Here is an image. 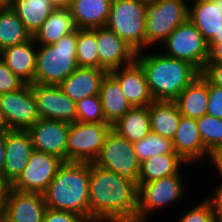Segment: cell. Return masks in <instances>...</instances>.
<instances>
[{
    "label": "cell",
    "mask_w": 222,
    "mask_h": 222,
    "mask_svg": "<svg viewBox=\"0 0 222 222\" xmlns=\"http://www.w3.org/2000/svg\"><path fill=\"white\" fill-rule=\"evenodd\" d=\"M90 222H136L138 186L90 163Z\"/></svg>",
    "instance_id": "cell-1"
},
{
    "label": "cell",
    "mask_w": 222,
    "mask_h": 222,
    "mask_svg": "<svg viewBox=\"0 0 222 222\" xmlns=\"http://www.w3.org/2000/svg\"><path fill=\"white\" fill-rule=\"evenodd\" d=\"M136 61L142 66L154 100L174 101L200 74L190 63L163 53L138 52Z\"/></svg>",
    "instance_id": "cell-2"
},
{
    "label": "cell",
    "mask_w": 222,
    "mask_h": 222,
    "mask_svg": "<svg viewBox=\"0 0 222 222\" xmlns=\"http://www.w3.org/2000/svg\"><path fill=\"white\" fill-rule=\"evenodd\" d=\"M90 163L64 162L43 193L47 208L69 211L89 220Z\"/></svg>",
    "instance_id": "cell-3"
},
{
    "label": "cell",
    "mask_w": 222,
    "mask_h": 222,
    "mask_svg": "<svg viewBox=\"0 0 222 222\" xmlns=\"http://www.w3.org/2000/svg\"><path fill=\"white\" fill-rule=\"evenodd\" d=\"M77 30L63 36L55 44L38 45L35 84L59 85L77 68Z\"/></svg>",
    "instance_id": "cell-4"
},
{
    "label": "cell",
    "mask_w": 222,
    "mask_h": 222,
    "mask_svg": "<svg viewBox=\"0 0 222 222\" xmlns=\"http://www.w3.org/2000/svg\"><path fill=\"white\" fill-rule=\"evenodd\" d=\"M147 2V0H112L105 25L137 53L144 51L145 48Z\"/></svg>",
    "instance_id": "cell-5"
},
{
    "label": "cell",
    "mask_w": 222,
    "mask_h": 222,
    "mask_svg": "<svg viewBox=\"0 0 222 222\" xmlns=\"http://www.w3.org/2000/svg\"><path fill=\"white\" fill-rule=\"evenodd\" d=\"M145 19V48L160 44L189 19L185 0H152L147 2Z\"/></svg>",
    "instance_id": "cell-6"
},
{
    "label": "cell",
    "mask_w": 222,
    "mask_h": 222,
    "mask_svg": "<svg viewBox=\"0 0 222 222\" xmlns=\"http://www.w3.org/2000/svg\"><path fill=\"white\" fill-rule=\"evenodd\" d=\"M93 163L139 186L140 161L134 151L133 143L113 129L107 134L101 152Z\"/></svg>",
    "instance_id": "cell-7"
},
{
    "label": "cell",
    "mask_w": 222,
    "mask_h": 222,
    "mask_svg": "<svg viewBox=\"0 0 222 222\" xmlns=\"http://www.w3.org/2000/svg\"><path fill=\"white\" fill-rule=\"evenodd\" d=\"M161 44L163 54L186 61L199 72L207 62L208 44L190 19L180 24Z\"/></svg>",
    "instance_id": "cell-8"
},
{
    "label": "cell",
    "mask_w": 222,
    "mask_h": 222,
    "mask_svg": "<svg viewBox=\"0 0 222 222\" xmlns=\"http://www.w3.org/2000/svg\"><path fill=\"white\" fill-rule=\"evenodd\" d=\"M111 129L110 124L71 123L67 136V161L93 163Z\"/></svg>",
    "instance_id": "cell-9"
},
{
    "label": "cell",
    "mask_w": 222,
    "mask_h": 222,
    "mask_svg": "<svg viewBox=\"0 0 222 222\" xmlns=\"http://www.w3.org/2000/svg\"><path fill=\"white\" fill-rule=\"evenodd\" d=\"M181 172L148 183H139L136 222H146L153 211L177 202L183 196Z\"/></svg>",
    "instance_id": "cell-10"
},
{
    "label": "cell",
    "mask_w": 222,
    "mask_h": 222,
    "mask_svg": "<svg viewBox=\"0 0 222 222\" xmlns=\"http://www.w3.org/2000/svg\"><path fill=\"white\" fill-rule=\"evenodd\" d=\"M64 163L57 156L33 150L27 166L10 185L11 189L23 192L44 193Z\"/></svg>",
    "instance_id": "cell-11"
},
{
    "label": "cell",
    "mask_w": 222,
    "mask_h": 222,
    "mask_svg": "<svg viewBox=\"0 0 222 222\" xmlns=\"http://www.w3.org/2000/svg\"><path fill=\"white\" fill-rule=\"evenodd\" d=\"M0 110L10 129L28 130L39 117L32 84L0 95Z\"/></svg>",
    "instance_id": "cell-12"
},
{
    "label": "cell",
    "mask_w": 222,
    "mask_h": 222,
    "mask_svg": "<svg viewBox=\"0 0 222 222\" xmlns=\"http://www.w3.org/2000/svg\"><path fill=\"white\" fill-rule=\"evenodd\" d=\"M47 205L42 193L9 187L2 202V222H42Z\"/></svg>",
    "instance_id": "cell-13"
},
{
    "label": "cell",
    "mask_w": 222,
    "mask_h": 222,
    "mask_svg": "<svg viewBox=\"0 0 222 222\" xmlns=\"http://www.w3.org/2000/svg\"><path fill=\"white\" fill-rule=\"evenodd\" d=\"M37 112L41 119L67 123L77 121V103L62 92L58 85L32 84Z\"/></svg>",
    "instance_id": "cell-14"
},
{
    "label": "cell",
    "mask_w": 222,
    "mask_h": 222,
    "mask_svg": "<svg viewBox=\"0 0 222 222\" xmlns=\"http://www.w3.org/2000/svg\"><path fill=\"white\" fill-rule=\"evenodd\" d=\"M70 123L41 119L29 129L35 150L59 157L67 162V136Z\"/></svg>",
    "instance_id": "cell-15"
},
{
    "label": "cell",
    "mask_w": 222,
    "mask_h": 222,
    "mask_svg": "<svg viewBox=\"0 0 222 222\" xmlns=\"http://www.w3.org/2000/svg\"><path fill=\"white\" fill-rule=\"evenodd\" d=\"M99 68L107 72L129 65L136 60L137 52L106 27L96 28Z\"/></svg>",
    "instance_id": "cell-16"
},
{
    "label": "cell",
    "mask_w": 222,
    "mask_h": 222,
    "mask_svg": "<svg viewBox=\"0 0 222 222\" xmlns=\"http://www.w3.org/2000/svg\"><path fill=\"white\" fill-rule=\"evenodd\" d=\"M6 158L3 178L11 185L27 166L33 148L28 130L11 129L5 133Z\"/></svg>",
    "instance_id": "cell-17"
},
{
    "label": "cell",
    "mask_w": 222,
    "mask_h": 222,
    "mask_svg": "<svg viewBox=\"0 0 222 222\" xmlns=\"http://www.w3.org/2000/svg\"><path fill=\"white\" fill-rule=\"evenodd\" d=\"M108 73L119 83L123 94L133 107H146L154 101L145 72L136 60Z\"/></svg>",
    "instance_id": "cell-18"
},
{
    "label": "cell",
    "mask_w": 222,
    "mask_h": 222,
    "mask_svg": "<svg viewBox=\"0 0 222 222\" xmlns=\"http://www.w3.org/2000/svg\"><path fill=\"white\" fill-rule=\"evenodd\" d=\"M172 141L176 153L187 163H194L205 157L211 159L212 154L203 145L196 119L181 116Z\"/></svg>",
    "instance_id": "cell-19"
},
{
    "label": "cell",
    "mask_w": 222,
    "mask_h": 222,
    "mask_svg": "<svg viewBox=\"0 0 222 222\" xmlns=\"http://www.w3.org/2000/svg\"><path fill=\"white\" fill-rule=\"evenodd\" d=\"M108 72L93 67H78L58 86L72 101L99 95L102 79Z\"/></svg>",
    "instance_id": "cell-20"
},
{
    "label": "cell",
    "mask_w": 222,
    "mask_h": 222,
    "mask_svg": "<svg viewBox=\"0 0 222 222\" xmlns=\"http://www.w3.org/2000/svg\"><path fill=\"white\" fill-rule=\"evenodd\" d=\"M32 38L25 43L5 48L0 58L25 84H34L37 49Z\"/></svg>",
    "instance_id": "cell-21"
},
{
    "label": "cell",
    "mask_w": 222,
    "mask_h": 222,
    "mask_svg": "<svg viewBox=\"0 0 222 222\" xmlns=\"http://www.w3.org/2000/svg\"><path fill=\"white\" fill-rule=\"evenodd\" d=\"M189 19L208 43L222 28L220 0H195L189 5Z\"/></svg>",
    "instance_id": "cell-22"
},
{
    "label": "cell",
    "mask_w": 222,
    "mask_h": 222,
    "mask_svg": "<svg viewBox=\"0 0 222 222\" xmlns=\"http://www.w3.org/2000/svg\"><path fill=\"white\" fill-rule=\"evenodd\" d=\"M112 0H72L70 11L78 29L105 27Z\"/></svg>",
    "instance_id": "cell-23"
},
{
    "label": "cell",
    "mask_w": 222,
    "mask_h": 222,
    "mask_svg": "<svg viewBox=\"0 0 222 222\" xmlns=\"http://www.w3.org/2000/svg\"><path fill=\"white\" fill-rule=\"evenodd\" d=\"M174 101L182 116L199 119L207 114L208 82L199 74Z\"/></svg>",
    "instance_id": "cell-24"
},
{
    "label": "cell",
    "mask_w": 222,
    "mask_h": 222,
    "mask_svg": "<svg viewBox=\"0 0 222 222\" xmlns=\"http://www.w3.org/2000/svg\"><path fill=\"white\" fill-rule=\"evenodd\" d=\"M77 29L70 9L55 8L34 34L33 39L36 44L52 45Z\"/></svg>",
    "instance_id": "cell-25"
},
{
    "label": "cell",
    "mask_w": 222,
    "mask_h": 222,
    "mask_svg": "<svg viewBox=\"0 0 222 222\" xmlns=\"http://www.w3.org/2000/svg\"><path fill=\"white\" fill-rule=\"evenodd\" d=\"M99 95L107 124H115L133 107L123 94L119 83L109 73L102 79Z\"/></svg>",
    "instance_id": "cell-26"
},
{
    "label": "cell",
    "mask_w": 222,
    "mask_h": 222,
    "mask_svg": "<svg viewBox=\"0 0 222 222\" xmlns=\"http://www.w3.org/2000/svg\"><path fill=\"white\" fill-rule=\"evenodd\" d=\"M149 113L152 132L172 140L182 116L176 102L154 100L149 105Z\"/></svg>",
    "instance_id": "cell-27"
},
{
    "label": "cell",
    "mask_w": 222,
    "mask_h": 222,
    "mask_svg": "<svg viewBox=\"0 0 222 222\" xmlns=\"http://www.w3.org/2000/svg\"><path fill=\"white\" fill-rule=\"evenodd\" d=\"M8 4L32 36L56 8L52 0H11Z\"/></svg>",
    "instance_id": "cell-28"
},
{
    "label": "cell",
    "mask_w": 222,
    "mask_h": 222,
    "mask_svg": "<svg viewBox=\"0 0 222 222\" xmlns=\"http://www.w3.org/2000/svg\"><path fill=\"white\" fill-rule=\"evenodd\" d=\"M112 129L129 142H136L148 135L151 130L149 106L132 107Z\"/></svg>",
    "instance_id": "cell-29"
},
{
    "label": "cell",
    "mask_w": 222,
    "mask_h": 222,
    "mask_svg": "<svg viewBox=\"0 0 222 222\" xmlns=\"http://www.w3.org/2000/svg\"><path fill=\"white\" fill-rule=\"evenodd\" d=\"M187 162L178 154H162L140 163L139 183H148L180 173L181 164Z\"/></svg>",
    "instance_id": "cell-30"
},
{
    "label": "cell",
    "mask_w": 222,
    "mask_h": 222,
    "mask_svg": "<svg viewBox=\"0 0 222 222\" xmlns=\"http://www.w3.org/2000/svg\"><path fill=\"white\" fill-rule=\"evenodd\" d=\"M33 36L25 28L9 4H0V52L7 47L30 41Z\"/></svg>",
    "instance_id": "cell-31"
},
{
    "label": "cell",
    "mask_w": 222,
    "mask_h": 222,
    "mask_svg": "<svg viewBox=\"0 0 222 222\" xmlns=\"http://www.w3.org/2000/svg\"><path fill=\"white\" fill-rule=\"evenodd\" d=\"M76 61L78 67L99 68L96 28L77 29Z\"/></svg>",
    "instance_id": "cell-32"
},
{
    "label": "cell",
    "mask_w": 222,
    "mask_h": 222,
    "mask_svg": "<svg viewBox=\"0 0 222 222\" xmlns=\"http://www.w3.org/2000/svg\"><path fill=\"white\" fill-rule=\"evenodd\" d=\"M133 148L140 163L156 155L177 154L171 139L152 131L141 140L134 142Z\"/></svg>",
    "instance_id": "cell-33"
},
{
    "label": "cell",
    "mask_w": 222,
    "mask_h": 222,
    "mask_svg": "<svg viewBox=\"0 0 222 222\" xmlns=\"http://www.w3.org/2000/svg\"><path fill=\"white\" fill-rule=\"evenodd\" d=\"M204 147L213 154L222 148V119L211 115L196 119Z\"/></svg>",
    "instance_id": "cell-34"
},
{
    "label": "cell",
    "mask_w": 222,
    "mask_h": 222,
    "mask_svg": "<svg viewBox=\"0 0 222 222\" xmlns=\"http://www.w3.org/2000/svg\"><path fill=\"white\" fill-rule=\"evenodd\" d=\"M77 103V121L82 123L107 124L103 114L100 95H92Z\"/></svg>",
    "instance_id": "cell-35"
},
{
    "label": "cell",
    "mask_w": 222,
    "mask_h": 222,
    "mask_svg": "<svg viewBox=\"0 0 222 222\" xmlns=\"http://www.w3.org/2000/svg\"><path fill=\"white\" fill-rule=\"evenodd\" d=\"M194 206L185 211L178 222H216L215 214L206 199Z\"/></svg>",
    "instance_id": "cell-36"
},
{
    "label": "cell",
    "mask_w": 222,
    "mask_h": 222,
    "mask_svg": "<svg viewBox=\"0 0 222 222\" xmlns=\"http://www.w3.org/2000/svg\"><path fill=\"white\" fill-rule=\"evenodd\" d=\"M24 84L0 58V95L18 90Z\"/></svg>",
    "instance_id": "cell-37"
},
{
    "label": "cell",
    "mask_w": 222,
    "mask_h": 222,
    "mask_svg": "<svg viewBox=\"0 0 222 222\" xmlns=\"http://www.w3.org/2000/svg\"><path fill=\"white\" fill-rule=\"evenodd\" d=\"M207 114L222 119V87L208 83Z\"/></svg>",
    "instance_id": "cell-38"
},
{
    "label": "cell",
    "mask_w": 222,
    "mask_h": 222,
    "mask_svg": "<svg viewBox=\"0 0 222 222\" xmlns=\"http://www.w3.org/2000/svg\"><path fill=\"white\" fill-rule=\"evenodd\" d=\"M42 222H90L87 218L69 211L47 208Z\"/></svg>",
    "instance_id": "cell-39"
},
{
    "label": "cell",
    "mask_w": 222,
    "mask_h": 222,
    "mask_svg": "<svg viewBox=\"0 0 222 222\" xmlns=\"http://www.w3.org/2000/svg\"><path fill=\"white\" fill-rule=\"evenodd\" d=\"M200 74L209 84L222 87V63H205Z\"/></svg>",
    "instance_id": "cell-40"
},
{
    "label": "cell",
    "mask_w": 222,
    "mask_h": 222,
    "mask_svg": "<svg viewBox=\"0 0 222 222\" xmlns=\"http://www.w3.org/2000/svg\"><path fill=\"white\" fill-rule=\"evenodd\" d=\"M215 192V193H214ZM212 196L206 198L215 214L216 222H222V183L214 190ZM211 197V198H210Z\"/></svg>",
    "instance_id": "cell-41"
},
{
    "label": "cell",
    "mask_w": 222,
    "mask_h": 222,
    "mask_svg": "<svg viewBox=\"0 0 222 222\" xmlns=\"http://www.w3.org/2000/svg\"><path fill=\"white\" fill-rule=\"evenodd\" d=\"M208 59L206 63H222V42H208Z\"/></svg>",
    "instance_id": "cell-42"
},
{
    "label": "cell",
    "mask_w": 222,
    "mask_h": 222,
    "mask_svg": "<svg viewBox=\"0 0 222 222\" xmlns=\"http://www.w3.org/2000/svg\"><path fill=\"white\" fill-rule=\"evenodd\" d=\"M210 162L213 164L214 163V167L216 168V171L219 172L220 174V178L222 179V148L215 151L212 155H211V160Z\"/></svg>",
    "instance_id": "cell-43"
},
{
    "label": "cell",
    "mask_w": 222,
    "mask_h": 222,
    "mask_svg": "<svg viewBox=\"0 0 222 222\" xmlns=\"http://www.w3.org/2000/svg\"><path fill=\"white\" fill-rule=\"evenodd\" d=\"M6 149H5V133L0 134V174L3 175L5 165Z\"/></svg>",
    "instance_id": "cell-44"
},
{
    "label": "cell",
    "mask_w": 222,
    "mask_h": 222,
    "mask_svg": "<svg viewBox=\"0 0 222 222\" xmlns=\"http://www.w3.org/2000/svg\"><path fill=\"white\" fill-rule=\"evenodd\" d=\"M9 187L10 185L4 180L2 174H0V203L1 204L7 194Z\"/></svg>",
    "instance_id": "cell-45"
},
{
    "label": "cell",
    "mask_w": 222,
    "mask_h": 222,
    "mask_svg": "<svg viewBox=\"0 0 222 222\" xmlns=\"http://www.w3.org/2000/svg\"><path fill=\"white\" fill-rule=\"evenodd\" d=\"M11 130L9 125L6 122V119L4 117V114L0 110V134H4L7 131Z\"/></svg>",
    "instance_id": "cell-46"
},
{
    "label": "cell",
    "mask_w": 222,
    "mask_h": 222,
    "mask_svg": "<svg viewBox=\"0 0 222 222\" xmlns=\"http://www.w3.org/2000/svg\"><path fill=\"white\" fill-rule=\"evenodd\" d=\"M56 8H70L72 0H52Z\"/></svg>",
    "instance_id": "cell-47"
},
{
    "label": "cell",
    "mask_w": 222,
    "mask_h": 222,
    "mask_svg": "<svg viewBox=\"0 0 222 222\" xmlns=\"http://www.w3.org/2000/svg\"><path fill=\"white\" fill-rule=\"evenodd\" d=\"M209 42H222V28L219 30L218 34H215V36Z\"/></svg>",
    "instance_id": "cell-48"
},
{
    "label": "cell",
    "mask_w": 222,
    "mask_h": 222,
    "mask_svg": "<svg viewBox=\"0 0 222 222\" xmlns=\"http://www.w3.org/2000/svg\"><path fill=\"white\" fill-rule=\"evenodd\" d=\"M11 0H0V4H8Z\"/></svg>",
    "instance_id": "cell-49"
},
{
    "label": "cell",
    "mask_w": 222,
    "mask_h": 222,
    "mask_svg": "<svg viewBox=\"0 0 222 222\" xmlns=\"http://www.w3.org/2000/svg\"><path fill=\"white\" fill-rule=\"evenodd\" d=\"M1 214H2V204L0 203V221H1Z\"/></svg>",
    "instance_id": "cell-50"
},
{
    "label": "cell",
    "mask_w": 222,
    "mask_h": 222,
    "mask_svg": "<svg viewBox=\"0 0 222 222\" xmlns=\"http://www.w3.org/2000/svg\"><path fill=\"white\" fill-rule=\"evenodd\" d=\"M220 10L222 11V0H220Z\"/></svg>",
    "instance_id": "cell-51"
}]
</instances>
